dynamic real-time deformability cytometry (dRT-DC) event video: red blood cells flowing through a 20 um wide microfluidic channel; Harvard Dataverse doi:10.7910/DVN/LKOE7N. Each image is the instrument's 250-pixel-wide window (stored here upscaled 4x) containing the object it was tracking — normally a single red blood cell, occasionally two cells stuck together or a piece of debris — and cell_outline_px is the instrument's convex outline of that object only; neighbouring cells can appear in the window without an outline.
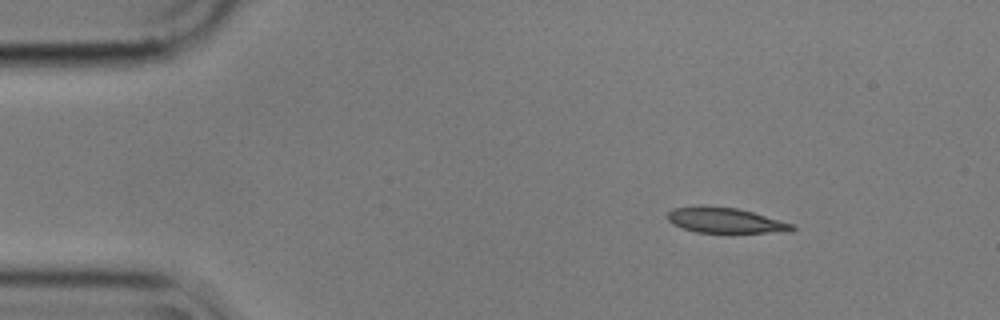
{"species": "common noctule bat (a hibernating species)", "species_latin": "Nyctalus noctula", "temperature_condition": "cold", "stored_images_in_passage": 3, "camera_frame_rate_fps": 3000, "um_per_image_px": 0.085, "animal": {"sex": "male", "body_mass_g": 17.9}, "frame": {"image": 1, "passage_image": 1, "time_ms": 0.0, "image_size_px": [1000, 320], "cell_outline_px": [[796, 228], [792, 232], [696, 232], [672, 224], [668, 220], [668, 212], [672, 208], [736, 208], [752, 212], [780, 220], [792, 224]], "centroid_in_image_um": [61.7, 18.77], "position_along_channel_um": 23.3, "area_um2": 17.51}}